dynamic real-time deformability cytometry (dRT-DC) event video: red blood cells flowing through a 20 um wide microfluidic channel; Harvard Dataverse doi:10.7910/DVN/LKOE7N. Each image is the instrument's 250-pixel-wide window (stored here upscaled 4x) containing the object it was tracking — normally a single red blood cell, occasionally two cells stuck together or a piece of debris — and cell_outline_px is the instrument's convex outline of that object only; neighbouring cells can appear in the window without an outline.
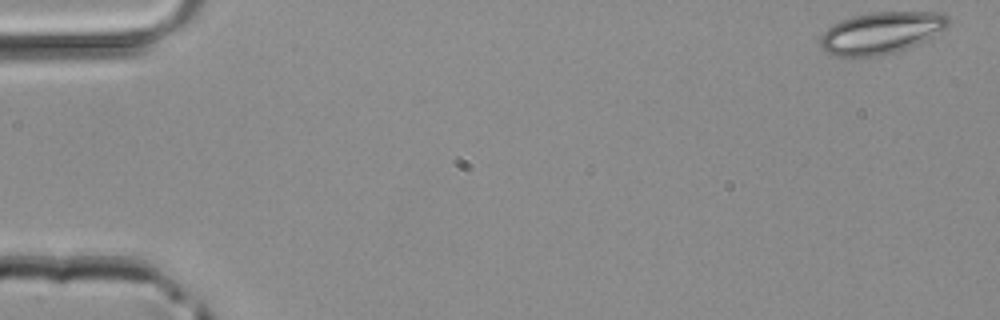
{"species": "common noctule bat (a hibernating species)", "species_latin": "Nyctalus noctula", "temperature_condition": "room temperature", "stored_images_in_passage": 4, "camera_frame_rate_fps": 3000, "um_per_image_px": 0.085, "animal": {"sex": "male", "body_mass_g": 20.4}, "frame": {"image": 1, "passage_image": 1, "time_ms": 0.0, "image_size_px": [1000, 320], "cell_outline_px": [[948, 24], [944, 28], [924, 40], [916, 44], [896, 52], [876, 56], [836, 56], [828, 52], [820, 44], [820, 36], [832, 24], [840, 20], [852, 16], [872, 12], [944, 12], [948, 16]], "centroid_in_image_um": [74.87, 2.77], "position_along_channel_um": 10.1, "area_um2": 30.81}}